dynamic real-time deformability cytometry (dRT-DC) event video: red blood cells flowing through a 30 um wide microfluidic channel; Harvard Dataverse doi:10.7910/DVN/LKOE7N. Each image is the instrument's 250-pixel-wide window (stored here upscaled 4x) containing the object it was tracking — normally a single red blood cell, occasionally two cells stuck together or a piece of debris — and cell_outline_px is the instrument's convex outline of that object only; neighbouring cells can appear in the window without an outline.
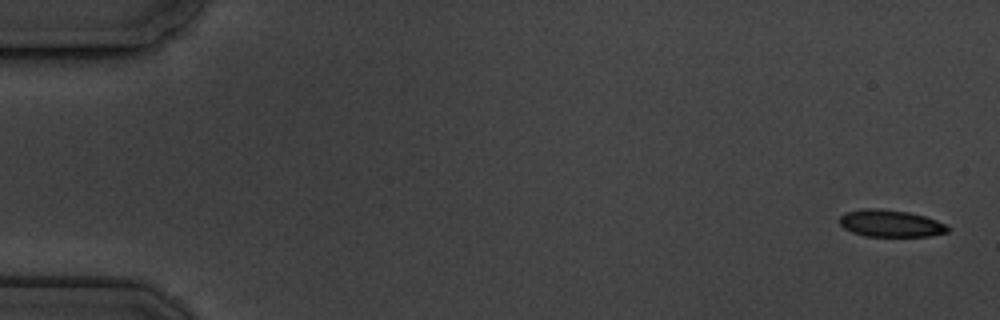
{"species": "common noctule bat (a hibernating species)", "species_latin": "Nyctalus noctula", "temperature_condition": "cold", "stored_images_in_passage": 6, "segment_of_instrument_passage": [1, 2], "camera_frame_rate_fps": 3000, "um_per_image_px": 0.085, "animal": {"sex": "male", "body_mass_g": 19.5, "forearm_length_mm": 54.6}, "frame": {"image": 1, "passage_image": 1, "time_ms": 0.0, "image_size_px": [1000, 320], "cell_outline_px": [[948, 232], [928, 236], [864, 236], [852, 232], [844, 228], [840, 224], [840, 216], [844, 212], [864, 208], [876, 208], [908, 212], [924, 216], [948, 224]], "centroid_in_image_um": [75.68, 18.98], "position_along_channel_um": 9.3, "area_um2": 17.05}}
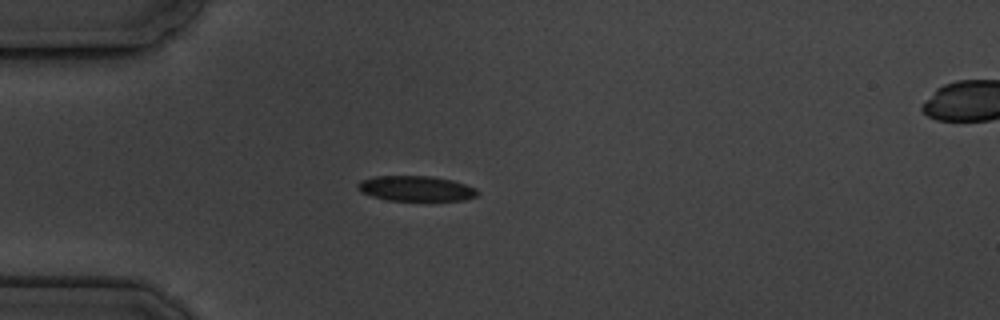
{"frame": {"image": 2, "passage_image": 5, "time_ms": 4.667, "image_size_px": [1000, 320], "cell_outline_px": [[480, 192], [476, 196], [464, 200], [388, 200], [372, 196], [360, 192], [356, 188], [356, 184], [360, 180], [376, 176], [432, 176], [452, 180], [476, 188]], "centroid_in_image_um": [35.33, 16.01], "position_along_channel_um": 49.7, "area_um2": 17.63}}